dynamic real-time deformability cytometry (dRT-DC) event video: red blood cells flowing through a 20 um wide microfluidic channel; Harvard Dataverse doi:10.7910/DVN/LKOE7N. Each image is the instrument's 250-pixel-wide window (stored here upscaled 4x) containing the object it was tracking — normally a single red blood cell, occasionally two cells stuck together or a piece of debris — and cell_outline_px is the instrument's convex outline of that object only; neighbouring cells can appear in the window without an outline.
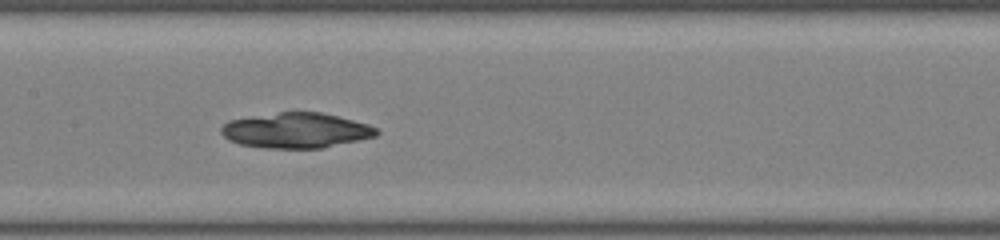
{"species": "common noctule bat (a hibernating species)", "species_latin": "Nyctalus noctula", "temperature_condition": "room temperature", "stored_images_in_passage": 29, "camera_frame_rate_fps": 3000, "um_per_image_px": 0.085, "animal": {"sex": "male", "body_mass_g": 19.0, "forearm_length_mm": 50.8}, "frame": {"image": 1, "passage_image": 10, "time_ms": 3.0, "image_size_px": [1000, 240], "cell_outline_px": [[380, 132], [376, 136], [320, 148], [264, 148], [240, 144], [228, 140], [220, 132], [220, 128], [228, 120], [280, 112], [320, 112], [368, 124], [376, 128]], "centroid_in_image_um": [25.13, 11.09], "position_along_channel_um": 182.3, "area_um2": 31.62}}
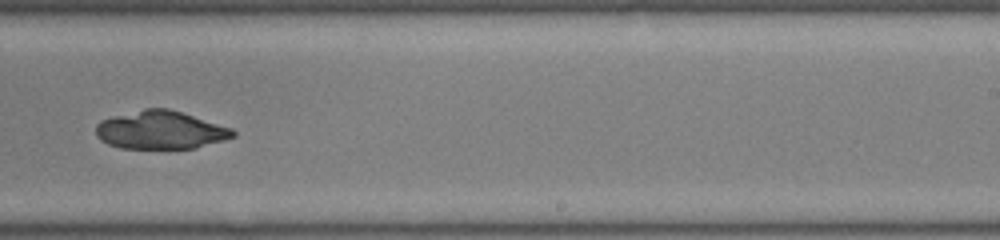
{"frame": {"image": 2, "passage_image": 17, "time_ms": 5.333, "image_size_px": [1000, 240], "cell_outline_px": [[236, 136], [224, 140], [196, 148], [120, 148], [108, 144], [100, 140], [96, 136], [96, 124], [100, 120], [112, 116], [144, 108], [168, 108], [232, 128], [236, 132]], "centroid_in_image_um": [13.62, 11.05], "position_along_channel_um": 275.4, "area_um2": 30.52}}
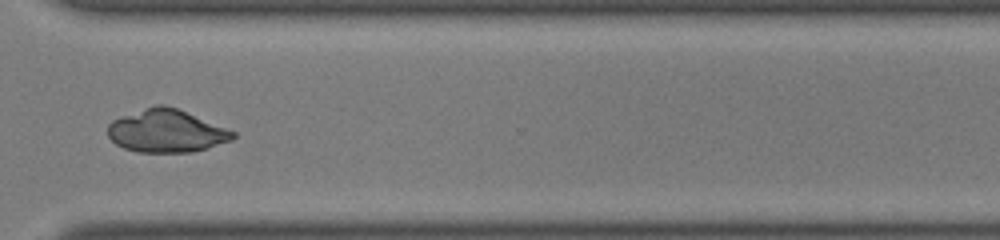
{"frame": {"image": 3, "passage_image": 23, "time_ms": 7.333, "image_size_px": [1000, 240], "cell_outline_px": [[236, 136], [232, 140], [208, 148], [192, 152], [136, 152], [124, 148], [116, 144], [108, 136], [108, 124], [112, 120], [156, 104], [164, 104], [176, 108], [236, 132]], "centroid_in_image_um": [14.14, 11.15], "position_along_channel_um": 356.5, "area_um2": 30.98}}